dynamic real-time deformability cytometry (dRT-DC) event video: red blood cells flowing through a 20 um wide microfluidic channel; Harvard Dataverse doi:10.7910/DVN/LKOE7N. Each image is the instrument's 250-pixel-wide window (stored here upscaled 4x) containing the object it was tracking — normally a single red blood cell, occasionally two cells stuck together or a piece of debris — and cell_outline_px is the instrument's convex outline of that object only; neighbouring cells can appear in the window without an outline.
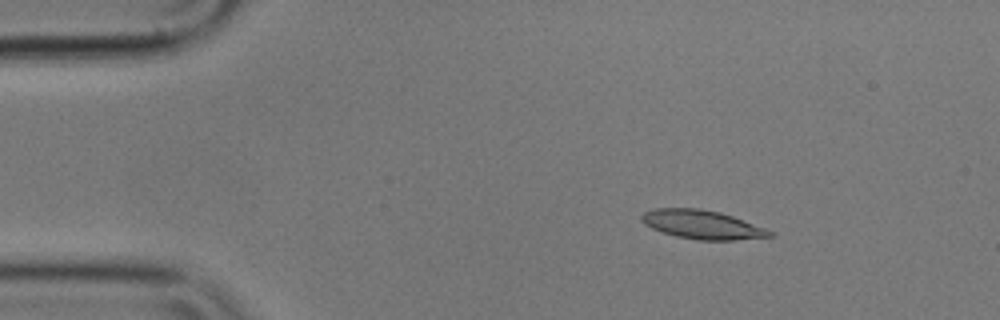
{"species": "common noctule bat (a hibernating species)", "species_latin": "Nyctalus noctula", "temperature_condition": "cold", "stored_images_in_passage": 56, "segment_of_instrument_passage": [1, 2], "camera_frame_rate_fps": 3000, "um_per_image_px": 0.085, "animal": {"sex": "male", "body_mass_g": 17.9}, "frame": {"image": 1, "passage_image": 7, "time_ms": 2.0, "image_size_px": [1000, 320], "cell_outline_px": [[776, 236], [736, 240], [700, 240], [676, 236], [652, 228], [644, 224], [640, 220], [640, 216], [644, 212], [656, 208], [700, 208], [720, 212], [732, 216], [764, 228], [772, 232]], "centroid_in_image_um": [59.67, 19.09], "position_along_channel_um": 25.3, "area_um2": 21.39}}
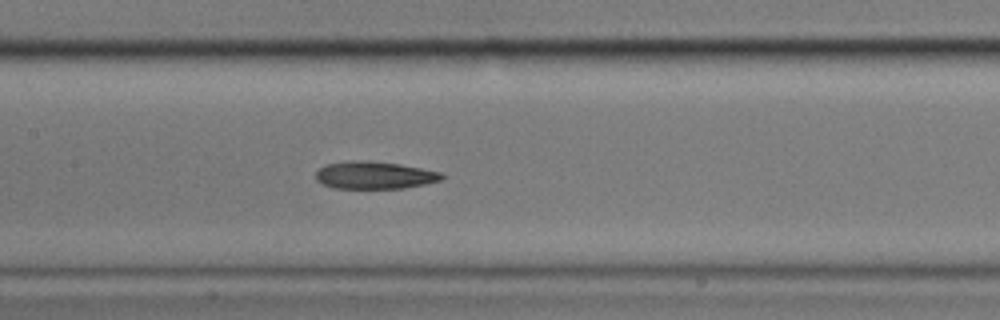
{"frame": {"image": 2, "passage_image": 25, "time_ms": 8.0, "image_size_px": [1000, 320], "cell_outline_px": [[444, 176], [440, 180], [424, 184], [404, 188], [336, 188], [324, 184], [316, 180], [316, 172], [320, 168], [328, 164], [352, 160], [368, 160], [400, 164], [444, 172]], "centroid_in_image_um": [31.86, 14.88], "position_along_channel_um": 175.5, "area_um2": 20.11}}
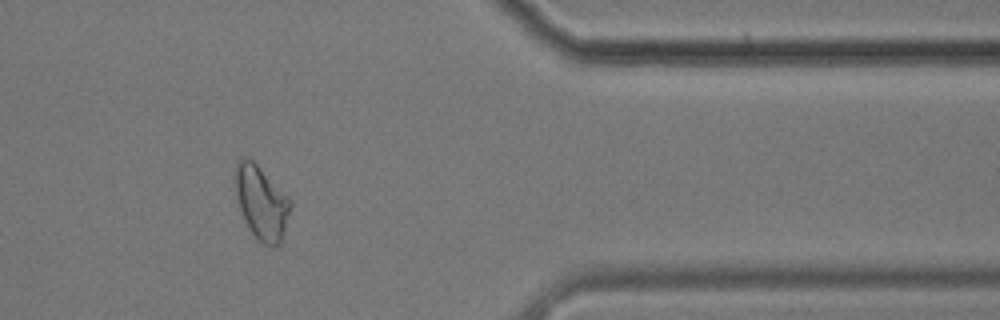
{"frame": {"image": 3, "passage_image": 45, "time_ms": 14.667, "image_size_px": [1000, 320], "cell_outline_px": [[292, 204], [280, 244], [272, 248], [264, 244], [248, 228], [244, 220], [236, 196], [232, 176], [236, 160], [240, 156], [248, 156], [292, 200]], "centroid_in_image_um": [22.17, 17.16], "position_along_channel_um": 389.2, "area_um2": 23.99}}